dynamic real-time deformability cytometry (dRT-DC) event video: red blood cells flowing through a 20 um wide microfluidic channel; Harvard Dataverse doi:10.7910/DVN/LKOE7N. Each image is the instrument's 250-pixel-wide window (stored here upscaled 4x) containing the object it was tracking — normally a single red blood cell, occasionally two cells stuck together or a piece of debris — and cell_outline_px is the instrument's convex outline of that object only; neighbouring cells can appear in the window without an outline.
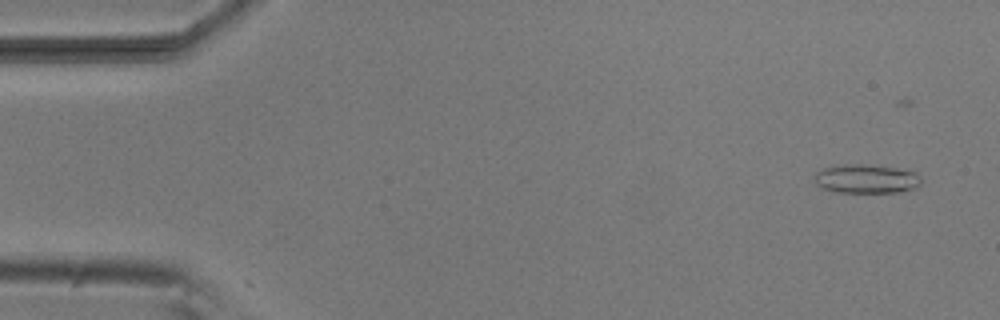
{"species": "common noctule bat (a hibernating species)", "species_latin": "Nyctalus noctula", "temperature_condition": "room temperature", "stored_images_in_passage": 13, "camera_frame_rate_fps": 3000, "um_per_image_px": 0.085, "animal": {"sex": "male", "body_mass_g": 20.5, "forearm_length_mm": 52.5}, "frame": {"image": 1, "passage_image": 2, "time_ms": 0.333, "image_size_px": [1000, 320], "cell_outline_px": [[920, 184], [916, 188], [900, 192], [832, 192], [816, 184], [816, 172], [824, 168], [844, 164], [864, 164], [896, 168], [912, 172], [920, 176]], "centroid_in_image_um": [73.63, 15.21], "position_along_channel_um": 11.4, "area_um2": 17.8}}